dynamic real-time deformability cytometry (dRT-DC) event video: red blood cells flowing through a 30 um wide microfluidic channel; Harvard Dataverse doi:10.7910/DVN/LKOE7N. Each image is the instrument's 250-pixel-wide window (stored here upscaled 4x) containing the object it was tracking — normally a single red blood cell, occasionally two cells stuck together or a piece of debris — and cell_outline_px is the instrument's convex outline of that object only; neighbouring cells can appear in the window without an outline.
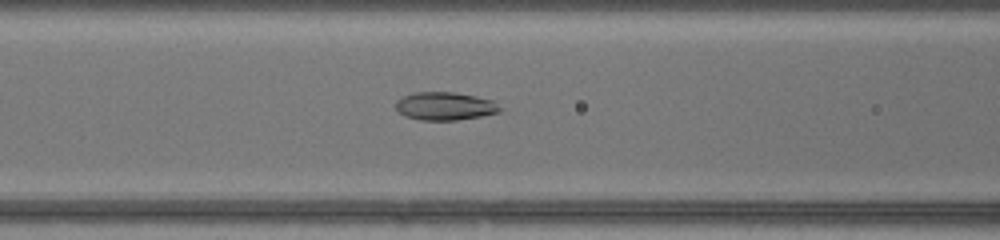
{"species": "common noctule bat (a hibernating species)", "species_latin": "Nyctalus noctula", "temperature_condition": "warm", "stored_images_in_passage": 34, "segment_of_instrument_passage": [1, 2], "camera_frame_rate_fps": 3000, "um_per_image_px": 0.085, "animal": {"sex": "female", "body_mass_g": 17.0, "forearm_length_mm": 48.0}, "frame": {"image": 1, "passage_image": 15, "time_ms": 4.667, "image_size_px": [1000, 240], "cell_outline_px": [[504, 108], [500, 112], [480, 116], [456, 120], [420, 120], [404, 116], [396, 108], [396, 100], [404, 96], [416, 92], [452, 92], [476, 96], [496, 100]], "centroid_in_image_um": [37.88, 9.02], "position_along_channel_um": 128.7, "area_um2": 17.22}}
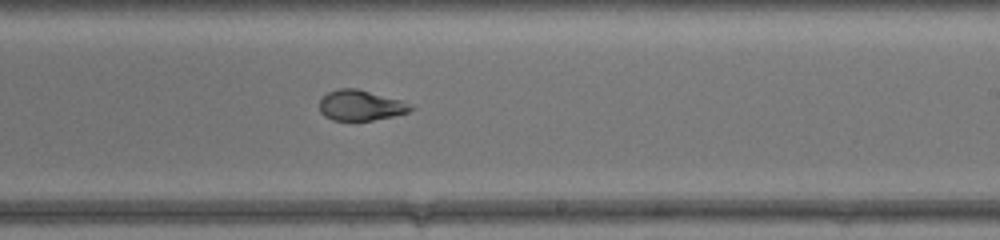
{"frame": {"image": 2, "passage_image": 24, "time_ms": 7.667, "image_size_px": [1000, 240], "cell_outline_px": [[416, 108], [408, 112], [392, 116], [372, 120], [332, 120], [324, 116], [320, 112], [320, 100], [328, 92], [340, 88], [356, 88], [400, 100]], "centroid_in_image_um": [30.63, 8.96], "position_along_channel_um": 258.4, "area_um2": 15.95}}
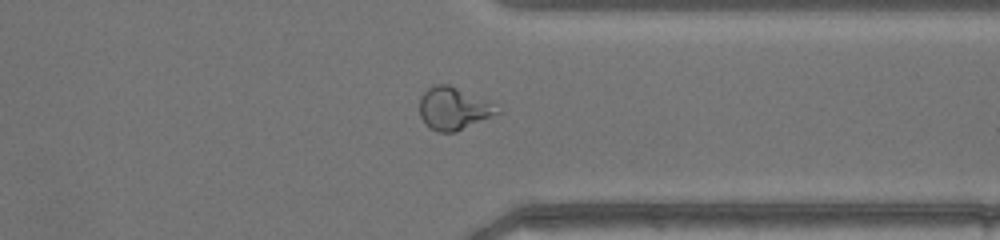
{"frame": {"image": 3, "passage_image": 32, "time_ms": 10.333, "image_size_px": [1000, 240], "cell_outline_px": [[500, 112], [456, 132], [436, 132], [428, 128], [424, 124], [420, 116], [420, 96], [428, 88], [436, 84], [448, 84], [488, 104]], "centroid_in_image_um": [38.4, 9.27], "position_along_channel_um": 373.0, "area_um2": 18.38}}